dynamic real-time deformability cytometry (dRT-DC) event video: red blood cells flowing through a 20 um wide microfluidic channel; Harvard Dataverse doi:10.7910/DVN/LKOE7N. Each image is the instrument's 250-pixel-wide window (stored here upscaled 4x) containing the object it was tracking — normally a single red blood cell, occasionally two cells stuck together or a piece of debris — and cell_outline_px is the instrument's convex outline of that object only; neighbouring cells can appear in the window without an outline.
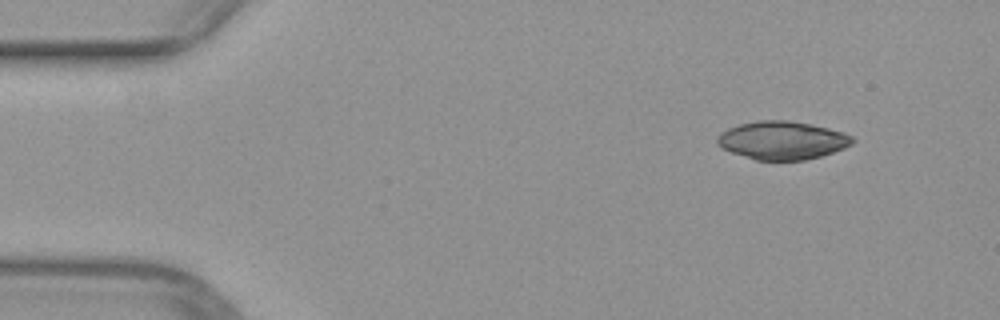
{"species": "common noctule bat (a hibernating species)", "species_latin": "Nyctalus noctula", "temperature_condition": "warm", "stored_images_in_passage": 45, "camera_frame_rate_fps": 3000, "um_per_image_px": 0.085, "animal": {"sex": "female", "body_mass_g": 29.2, "forearm_length_mm": 56.3}, "frame": {"image": 1, "passage_image": 1, "time_ms": 0.0, "image_size_px": [1000, 320], "cell_outline_px": [[856, 140], [852, 144], [844, 148], [820, 156], [804, 160], [756, 160], [732, 152], [716, 144], [716, 136], [720, 132], [728, 128], [740, 124], [756, 120], [788, 120], [828, 128], [844, 132], [852, 136]], "centroid_in_image_um": [66.48, 11.92], "position_along_channel_um": 18.5, "area_um2": 30.06}}